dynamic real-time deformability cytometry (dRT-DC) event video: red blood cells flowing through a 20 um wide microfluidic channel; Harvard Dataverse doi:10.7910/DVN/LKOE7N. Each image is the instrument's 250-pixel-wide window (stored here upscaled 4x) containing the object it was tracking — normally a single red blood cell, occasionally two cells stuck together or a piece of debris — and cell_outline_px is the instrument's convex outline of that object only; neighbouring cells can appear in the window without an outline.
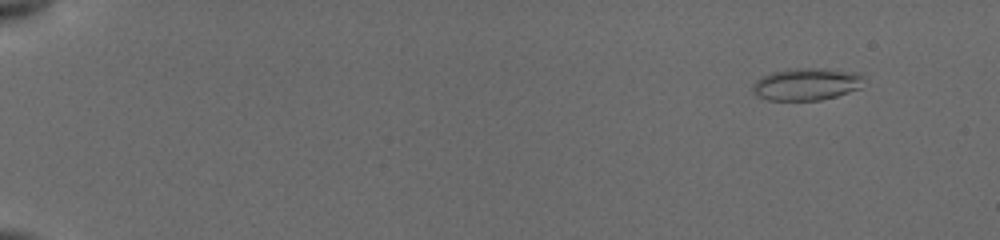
{"species": "common noctule bat (a hibernating species)", "species_latin": "Nyctalus noctula", "temperature_condition": "cold", "stored_images_in_passage": 9, "camera_frame_rate_fps": 3000, "um_per_image_px": 0.085, "animal": {"sex": "female", "body_mass_g": 19.5, "forearm_length_mm": 54.1}, "frame": {"image": 1, "passage_image": 2, "time_ms": 1.667, "image_size_px": [1000, 240], "cell_outline_px": [[864, 76], [860, 88], [836, 96], [820, 100], [768, 100], [756, 96], [752, 92], [752, 88], [756, 80], [760, 76], [772, 72], [788, 68], [820, 68], [860, 72]], "centroid_in_image_um": [68.53, 7.14], "position_along_channel_um": 16.5, "area_um2": 21.15}}
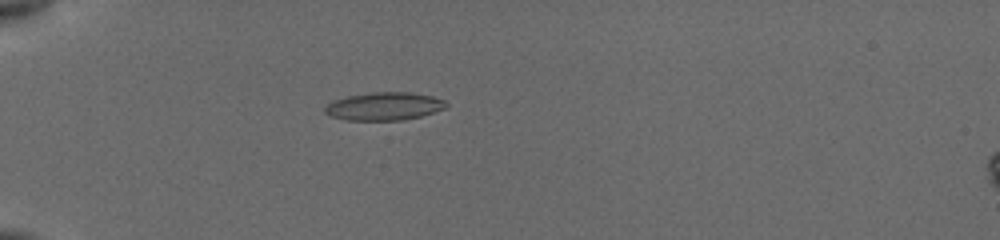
{"frame": {"image": 2, "passage_image": 7, "time_ms": 6.0, "image_size_px": [1000, 240], "cell_outline_px": [[448, 104], [444, 108], [420, 116], [404, 120], [344, 120], [328, 116], [324, 112], [324, 108], [332, 100], [348, 96], [372, 92], [408, 92], [432, 96], [444, 100]], "centroid_in_image_um": [32.6, 9.04], "position_along_channel_um": 52.4, "area_um2": 19.77}}
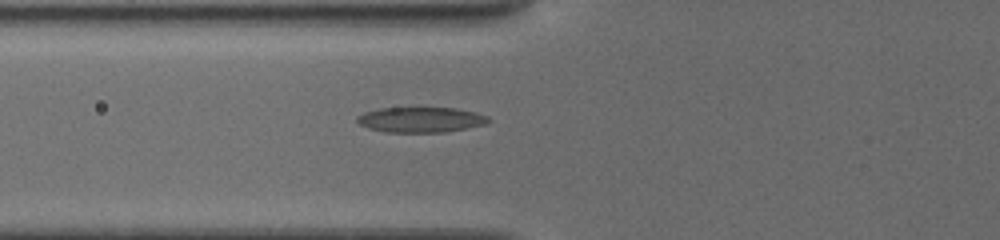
{"frame": {"image": 3, "passage_image": 9, "time_ms": 7.667, "image_size_px": [1000, 240], "cell_outline_px": [[488, 120], [484, 124], [444, 132], [384, 132], [368, 128], [360, 124], [356, 120], [356, 116], [364, 112], [380, 108], [456, 108], [476, 112], [488, 116]], "centroid_in_image_um": [35.71, 10.17], "position_along_channel_um": 90.1, "area_um2": 19.19}}